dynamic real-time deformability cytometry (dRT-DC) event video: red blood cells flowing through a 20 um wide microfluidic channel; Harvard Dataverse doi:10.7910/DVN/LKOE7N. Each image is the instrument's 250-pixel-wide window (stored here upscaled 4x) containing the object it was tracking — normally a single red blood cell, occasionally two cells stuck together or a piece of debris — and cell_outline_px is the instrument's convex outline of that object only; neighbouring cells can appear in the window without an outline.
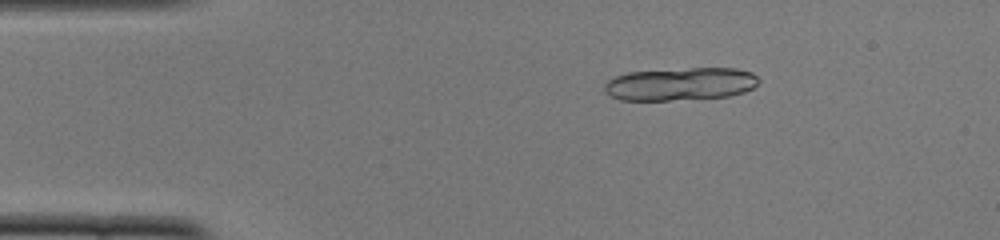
{"species": "common noctule bat (a hibernating species)", "species_latin": "Nyctalus noctula", "temperature_condition": "cold", "stored_images_in_passage": 17, "camera_frame_rate_fps": 3000, "um_per_image_px": 0.085, "animal": {"sex": "female", "body_mass_g": 22.0, "forearm_length_mm": 56.7}, "frame": {"image": 1, "passage_image": 8, "time_ms": 2.333, "image_size_px": [1000, 240], "cell_outline_px": [[760, 80], [752, 88], [744, 92], [728, 96], [668, 100], [620, 100], [608, 96], [604, 92], [604, 84], [608, 80], [616, 76], [628, 72], [688, 68], [736, 68], [752, 72]], "centroid_in_image_um": [57.8, 7.13], "position_along_channel_um": 27.2, "area_um2": 29.59}}